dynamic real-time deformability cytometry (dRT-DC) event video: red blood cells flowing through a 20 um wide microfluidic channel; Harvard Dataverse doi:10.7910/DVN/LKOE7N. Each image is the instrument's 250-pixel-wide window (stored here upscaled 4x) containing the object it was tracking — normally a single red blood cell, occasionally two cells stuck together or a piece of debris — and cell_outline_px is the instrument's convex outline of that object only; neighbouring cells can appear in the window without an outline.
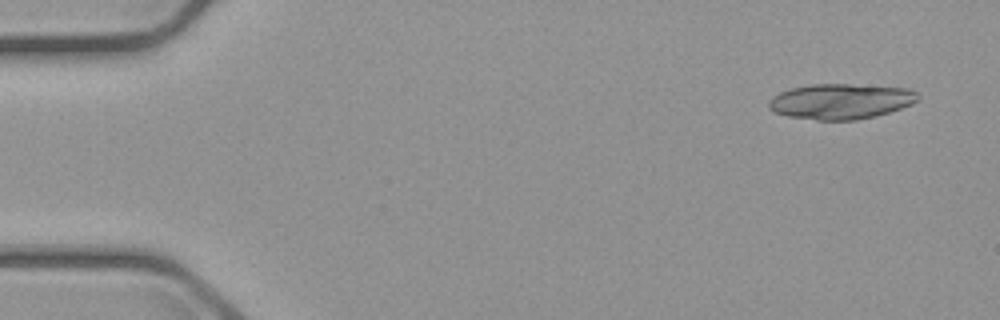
{"species": "common noctule bat (a hibernating species)", "species_latin": "Nyctalus noctula", "temperature_condition": "cold", "stored_images_in_passage": 4, "camera_frame_rate_fps": 3000, "um_per_image_px": 0.085, "animal": {"sex": "male", "body_mass_g": 23.1, "forearm_length_mm": 52.7}, "frame": {"image": 1, "passage_image": 1, "time_ms": 0.0, "image_size_px": [1000, 320], "cell_outline_px": [[920, 96], [912, 104], [876, 116], [856, 120], [816, 120], [788, 116], [776, 112], [768, 108], [768, 100], [772, 96], [780, 92], [792, 88], [812, 84], [848, 84], [908, 88], [916, 92]], "centroid_in_image_um": [71.44, 8.61], "position_along_channel_um": 13.6, "area_um2": 30.69}}